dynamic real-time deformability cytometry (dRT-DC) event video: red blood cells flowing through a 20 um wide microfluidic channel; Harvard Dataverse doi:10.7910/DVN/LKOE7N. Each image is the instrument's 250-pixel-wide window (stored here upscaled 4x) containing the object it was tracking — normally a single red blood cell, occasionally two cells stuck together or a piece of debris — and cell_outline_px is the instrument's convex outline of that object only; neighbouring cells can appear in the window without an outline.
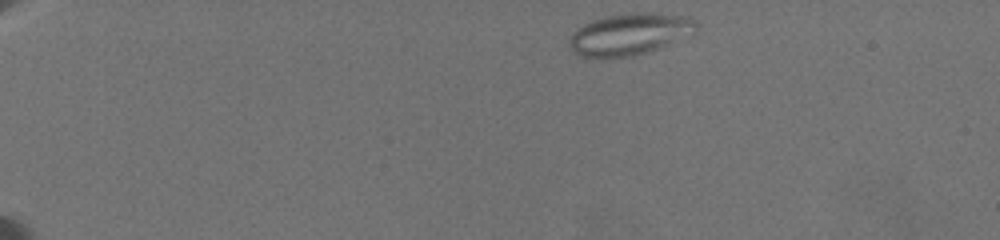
{"species": "common noctule bat (a hibernating species)", "species_latin": "Nyctalus noctula", "temperature_condition": "warm", "stored_images_in_passage": 62, "camera_frame_rate_fps": 3000, "um_per_image_px": 0.085, "animal": {"sex": "female", "body_mass_g": 19.5, "forearm_length_mm": 54.1}, "frame": {"image": 1, "passage_image": 2, "time_ms": 0.333, "image_size_px": [1000, 240], "cell_outline_px": [[696, 32], [656, 48], [632, 56], [580, 56], [568, 48], [568, 40], [584, 24], [592, 20], [608, 16], [688, 16], [696, 20]], "centroid_in_image_um": [53.46, 2.95], "position_along_channel_um": 31.5, "area_um2": 28.78}}
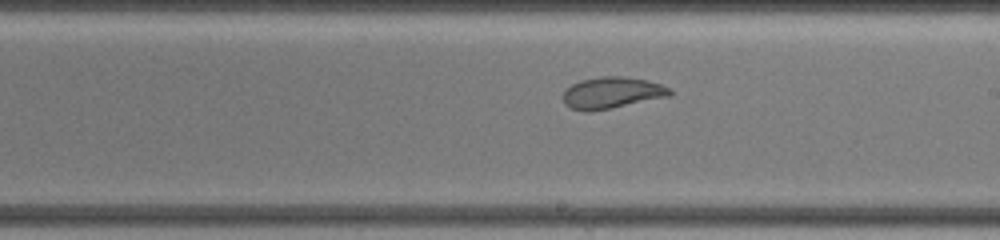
{"frame": {"image": 2, "passage_image": 36, "time_ms": 9.333, "image_size_px": [1000, 240], "cell_outline_px": [[672, 96], [612, 108], [588, 112], [584, 112], [568, 108], [564, 104], [564, 88], [580, 80], [600, 76], [624, 76], [644, 80], [660, 84], [672, 88]], "centroid_in_image_um": [52.0, 7.9], "position_along_channel_um": 237.0, "area_um2": 19.94}}
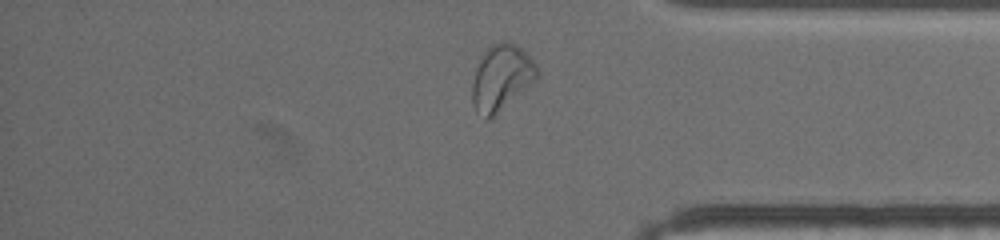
{"frame": {"image": 3, "passage_image": 54, "time_ms": 14.0, "image_size_px": [1000, 240], "cell_outline_px": [[536, 80], [488, 120], [484, 120], [476, 112], [472, 104], [472, 84], [476, 68], [484, 52], [492, 44], [504, 40], [516, 44], [536, 64]], "centroid_in_image_um": [42.57, 6.61], "position_along_channel_um": 392.6, "area_um2": 24.45}, "authors_computed_cell_mechanics": {"area_um2": 24.2182, "velocity_mm_per_s": 3.488, "shape_relaxation_time_tau1_ms": null, "shape_relaxation_time_tau2_ms": 1.314, "deformation_change_tau1": null, "deformation_change_tau2": 0.0765}}